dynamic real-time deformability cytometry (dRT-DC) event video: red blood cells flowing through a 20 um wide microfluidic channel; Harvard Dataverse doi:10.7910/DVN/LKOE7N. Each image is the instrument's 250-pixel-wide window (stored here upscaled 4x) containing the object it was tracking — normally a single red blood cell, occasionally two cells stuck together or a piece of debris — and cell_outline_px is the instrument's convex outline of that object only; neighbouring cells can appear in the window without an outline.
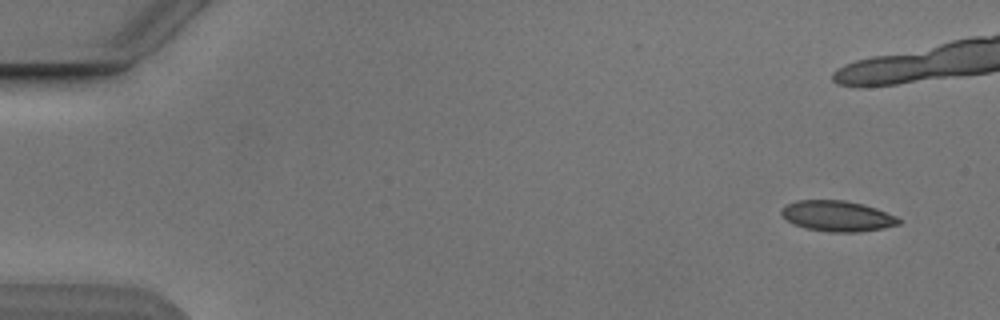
{"species": "Egyptian fruit bat (a non-hibernating species)", "species_latin": "Rousettus aegyptiacus", "temperature_condition": "cold", "stored_images_in_passage": 7, "camera_frame_rate_fps": 3000, "um_per_image_px": 0.085, "animal": {"sex": "male"}, "frame": {"image": 1, "passage_image": 1, "time_ms": 0.0, "image_size_px": [1000, 320], "cell_outline_px": [[900, 224], [884, 228], [860, 232], [828, 232], [804, 228], [792, 224], [780, 212], [780, 208], [784, 204], [796, 200], [844, 200], [864, 204], [876, 208], [896, 216], [900, 220]], "centroid_in_image_um": [71.14, 18.36], "position_along_channel_um": 13.9, "area_um2": 21.21}}